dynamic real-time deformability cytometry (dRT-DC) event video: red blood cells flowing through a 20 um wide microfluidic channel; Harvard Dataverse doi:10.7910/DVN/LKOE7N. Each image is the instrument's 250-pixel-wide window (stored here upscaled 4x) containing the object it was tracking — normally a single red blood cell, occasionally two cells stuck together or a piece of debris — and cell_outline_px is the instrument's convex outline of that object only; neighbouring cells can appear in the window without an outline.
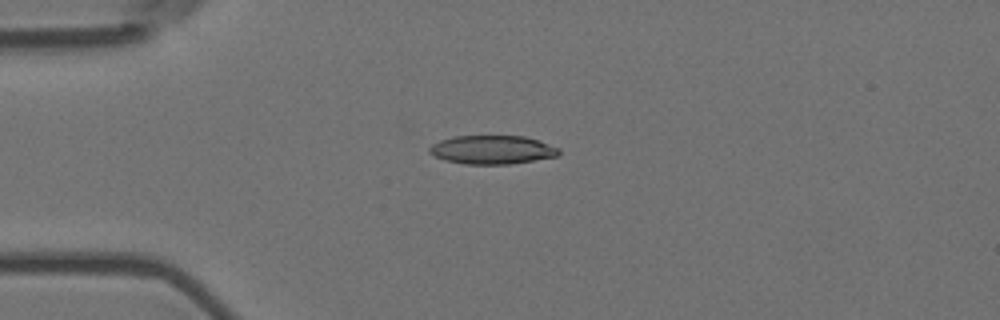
{"species": "Egyptian fruit bat (a non-hibernating species)", "species_latin": "Rousettus aegyptiacus", "temperature_condition": "room temperature", "stored_images_in_passage": 6, "camera_frame_rate_fps": 3000, "um_per_image_px": 0.085, "animal": {"sex": "female"}, "frame": {"image": 1, "passage_image": 5, "time_ms": 1.333, "image_size_px": [1000, 320], "cell_outline_px": [[560, 156], [508, 164], [464, 164], [444, 160], [428, 152], [428, 148], [432, 144], [440, 140], [452, 136], [524, 136], [560, 148]], "centroid_in_image_um": [41.82, 12.73], "position_along_channel_um": 43.2, "area_um2": 21.62}}